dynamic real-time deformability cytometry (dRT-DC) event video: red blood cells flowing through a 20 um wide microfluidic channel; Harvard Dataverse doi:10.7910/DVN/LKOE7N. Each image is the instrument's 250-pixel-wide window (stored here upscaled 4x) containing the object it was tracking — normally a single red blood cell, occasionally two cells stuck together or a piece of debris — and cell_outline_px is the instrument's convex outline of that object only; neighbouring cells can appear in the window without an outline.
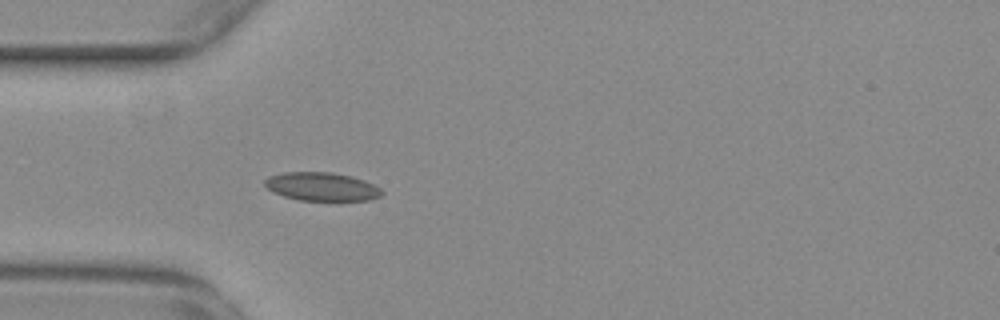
{"species": "common noctule bat (a hibernating species)", "species_latin": "Nyctalus noctula", "temperature_condition": "warm", "stored_images_in_passage": 44, "camera_frame_rate_fps": 3000, "um_per_image_px": 0.085, "animal": {"sex": "female", "body_mass_g": 29.2, "forearm_length_mm": 56.3}, "frame": {"image": 1, "passage_image": 5, "time_ms": 1.333, "image_size_px": [1000, 320], "cell_outline_px": [[384, 192], [380, 196], [368, 200], [300, 200], [284, 196], [272, 192], [264, 184], [264, 180], [268, 176], [284, 172], [332, 172], [352, 176], [364, 180], [380, 188]], "centroid_in_image_um": [27.33, 15.85], "position_along_channel_um": 57.7, "area_um2": 19.36}}
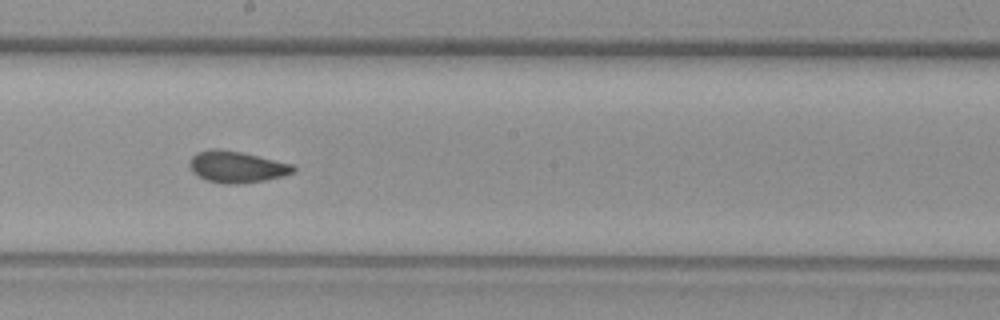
{"frame": {"image": 2, "passage_image": 19, "time_ms": 6.0, "image_size_px": [1000, 320], "cell_outline_px": [[296, 172], [284, 176], [264, 180], [236, 184], [224, 184], [204, 180], [192, 172], [188, 164], [192, 156], [196, 152], [212, 148], [220, 148], [240, 152], [292, 164], [296, 168]], "centroid_in_image_um": [20.08, 14.18], "position_along_channel_um": 228.1, "area_um2": 19.19}}
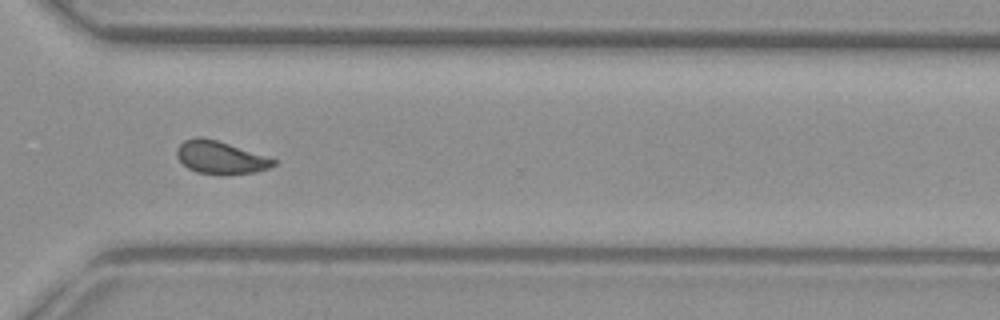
{"frame": {"image": 3, "passage_image": 29, "time_ms": 9.333, "image_size_px": [1000, 320], "cell_outline_px": [[276, 164], [268, 168], [256, 172], [196, 172], [188, 168], [176, 156], [176, 148], [184, 140], [196, 136], [200, 136], [216, 140], [276, 160]], "centroid_in_image_um": [18.67, 13.34], "position_along_channel_um": 351.9, "area_um2": 17.57}, "authors_computed_cell_mechanics": {"area_um2": 18.5538, "velocity_mm_per_s": 3.7148, "shape_relaxation_time_tau1_ms": 7.7402, "shape_relaxation_time_tau2_ms": 1.1942, "deformation_change_tau1": 0.13, "deformation_change_tau2": 0.0568}}